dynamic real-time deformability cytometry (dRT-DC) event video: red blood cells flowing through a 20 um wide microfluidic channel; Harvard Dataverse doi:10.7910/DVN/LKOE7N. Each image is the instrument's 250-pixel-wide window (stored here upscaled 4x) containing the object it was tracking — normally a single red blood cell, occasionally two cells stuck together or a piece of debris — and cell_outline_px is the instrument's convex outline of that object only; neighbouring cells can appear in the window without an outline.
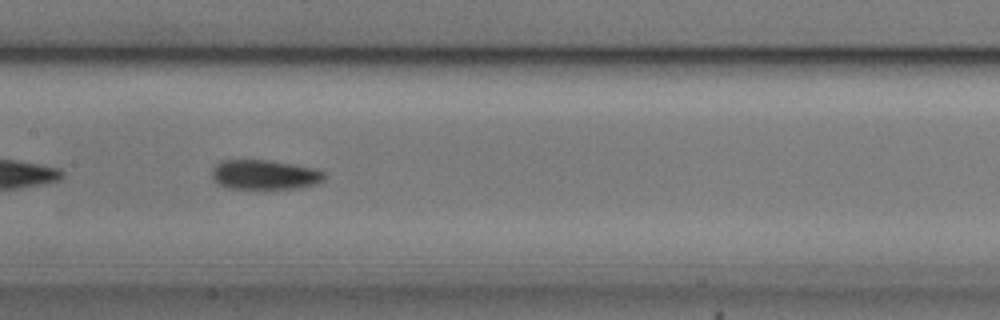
{"species": "common noctule bat (a hibernating species)", "species_latin": "Nyctalus noctula", "temperature_condition": "cold", "stored_images_in_passage": 40, "camera_frame_rate_fps": 3000, "um_per_image_px": 0.085, "animal": {"sex": "male", "body_mass_g": 20.5, "forearm_length_mm": 52.5}, "frame": {"image": 1, "passage_image": 11, "time_ms": 3.333, "image_size_px": [1000, 320], "cell_outline_px": [[328, 176], [320, 184], [296, 188], [228, 188], [212, 180], [212, 168], [216, 164], [224, 160], [268, 160], [316, 168], [324, 172]], "centroid_in_image_um": [22.54, 14.85], "position_along_channel_um": 184.9, "area_um2": 19.54}}
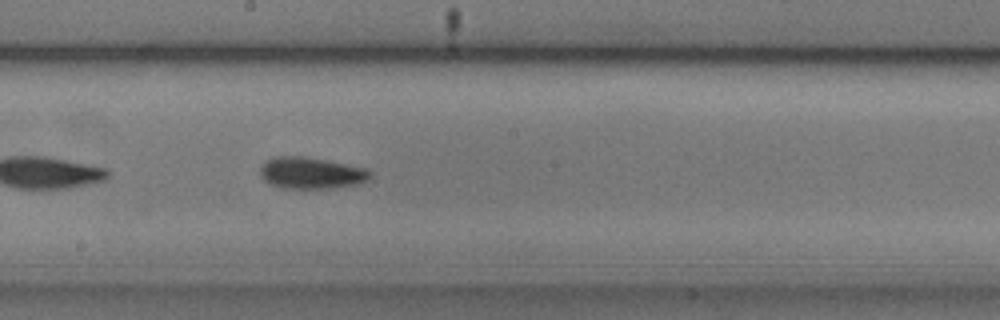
{"frame": {"image": 2, "passage_image": 14, "time_ms": 4.333, "image_size_px": [1000, 320], "cell_outline_px": [[372, 176], [368, 180], [360, 184], [332, 188], [280, 188], [264, 180], [260, 176], [260, 168], [264, 160], [272, 156], [304, 156], [364, 168], [372, 172]], "centroid_in_image_um": [26.42, 14.7], "position_along_channel_um": 221.8, "area_um2": 20.35}}